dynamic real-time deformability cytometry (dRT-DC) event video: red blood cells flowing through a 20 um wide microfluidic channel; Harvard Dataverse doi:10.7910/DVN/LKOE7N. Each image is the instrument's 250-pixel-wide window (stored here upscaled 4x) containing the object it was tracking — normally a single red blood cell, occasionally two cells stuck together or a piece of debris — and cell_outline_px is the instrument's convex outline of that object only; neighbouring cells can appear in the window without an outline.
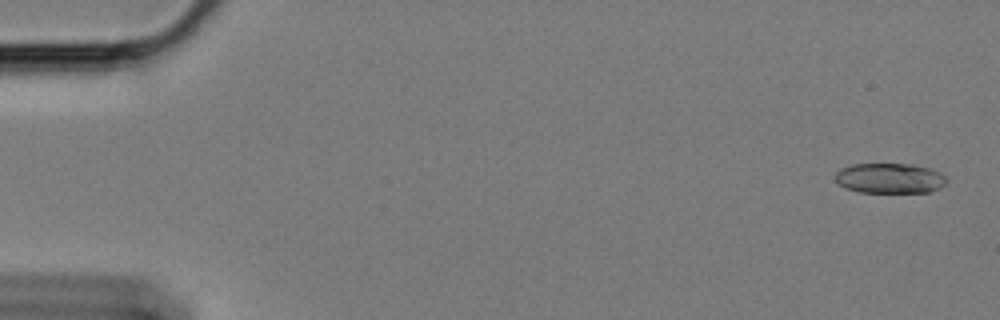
{"species": "Egyptian fruit bat (a non-hibernating species)", "species_latin": "Rousettus aegyptiacus", "temperature_condition": "cold", "stored_images_in_passage": 59, "camera_frame_rate_fps": 3000, "um_per_image_px": 0.085, "animal": {"sex": "female"}, "frame": {"image": 1, "passage_image": 2, "time_ms": 0.333, "image_size_px": [1000, 320], "cell_outline_px": [[948, 180], [944, 184], [928, 192], [860, 192], [844, 188], [836, 180], [836, 172], [840, 168], [852, 164], [912, 164], [932, 168], [940, 172]], "centroid_in_image_um": [75.62, 15.14], "position_along_channel_um": 9.4, "area_um2": 19.54}}
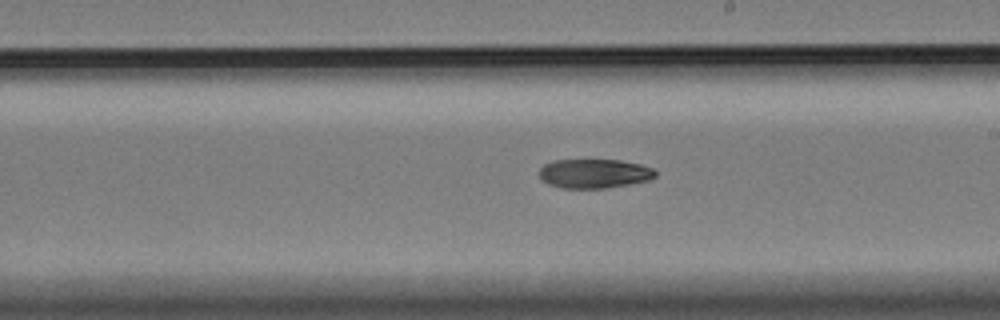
{"frame": {"image": 2, "passage_image": 34, "time_ms": 11.0, "image_size_px": [1000, 320], "cell_outline_px": [[656, 176], [648, 180], [628, 184], [604, 188], [564, 188], [548, 184], [540, 176], [540, 168], [544, 164], [552, 160], [620, 160], [640, 164], [652, 168], [656, 172]], "centroid_in_image_um": [50.5, 14.74], "position_along_channel_um": 238.5, "area_um2": 19.59}}
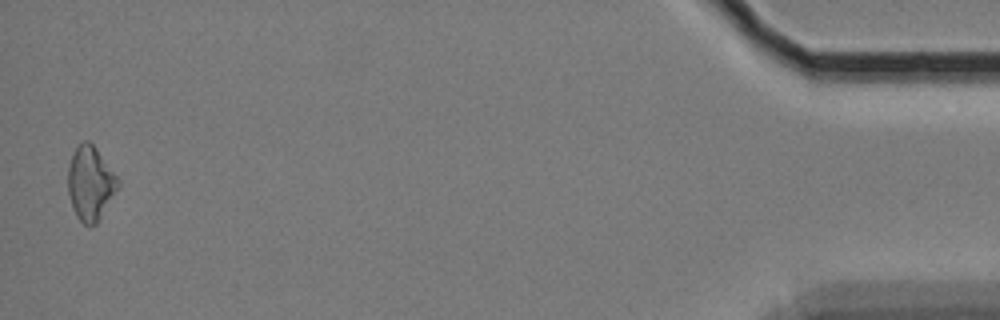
{"frame": {"image": 3, "passage_image": 58, "time_ms": 19.0, "image_size_px": [1000, 320], "cell_outline_px": [[120, 184], [96, 224], [84, 224], [76, 216], [68, 192], [68, 168], [72, 156], [76, 148], [84, 140], [88, 140], [96, 148], [120, 180]], "centroid_in_image_um": [7.68, 15.56], "position_along_channel_um": 427.5, "area_um2": 21.1}, "authors_computed_cell_mechanics": {"area_um2": 20.6924, "velocity_mm_per_s": 3.4153, "shape_relaxation_time_tau1_ms": 6.6605, "shape_relaxation_time_tau2_ms": null, "deformation_change_tau1": 0.1307, "deformation_change_tau2": null}}